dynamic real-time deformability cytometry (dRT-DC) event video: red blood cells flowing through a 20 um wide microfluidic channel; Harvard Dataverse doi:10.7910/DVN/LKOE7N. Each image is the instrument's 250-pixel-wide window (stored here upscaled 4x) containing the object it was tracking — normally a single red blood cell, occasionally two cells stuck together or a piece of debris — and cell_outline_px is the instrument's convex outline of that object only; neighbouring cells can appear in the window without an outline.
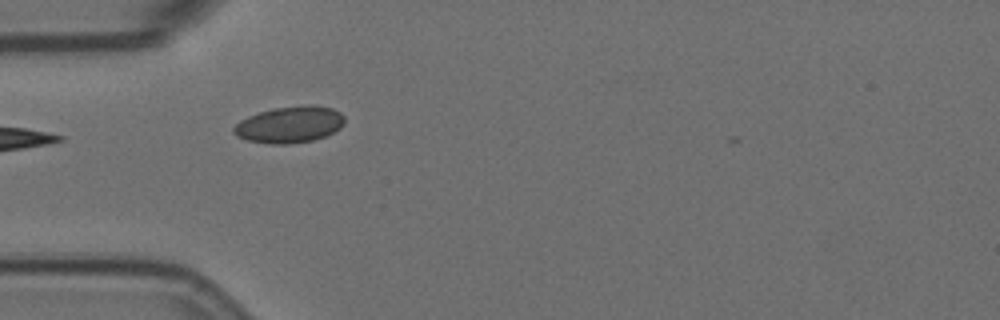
{"species": "Egyptian fruit bat (a non-hibernating species)", "species_latin": "Rousettus aegyptiacus", "temperature_condition": "room temperature", "stored_images_in_passage": 1, "camera_frame_rate_fps": 3000, "um_per_image_px": 0.085, "animal": {"sex": "female"}, "frame": {"image": 1, "passage_image": 1, "time_ms": 0.0, "image_size_px": [1000, 320], "cell_outline_px": [[344, 124], [340, 128], [324, 136], [312, 140], [284, 144], [272, 144], [248, 140], [236, 136], [232, 132], [232, 128], [240, 120], [248, 116], [272, 108], [304, 104], [312, 104], [332, 108], [340, 112], [344, 116]], "centroid_in_image_um": [24.61, 10.57], "position_along_channel_um": 60.4, "area_um2": 23.64}}